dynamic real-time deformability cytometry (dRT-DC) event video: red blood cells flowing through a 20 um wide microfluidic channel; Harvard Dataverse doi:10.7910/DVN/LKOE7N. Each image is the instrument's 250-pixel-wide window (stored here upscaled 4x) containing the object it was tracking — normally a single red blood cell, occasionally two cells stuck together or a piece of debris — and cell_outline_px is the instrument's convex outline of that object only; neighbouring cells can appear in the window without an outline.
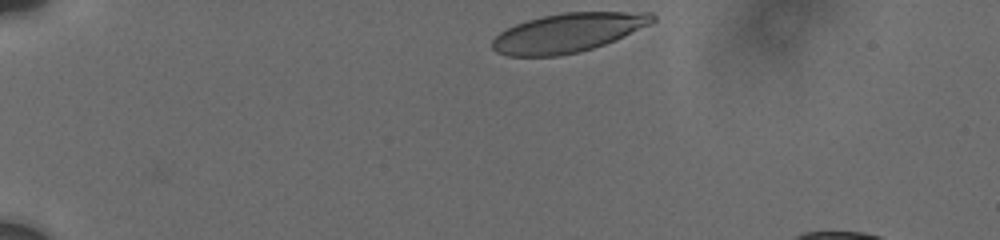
{"species": "human", "species_latin": "Homo sapiens", "temperature_condition": "cold", "stored_images_in_passage": 40, "camera_frame_rate_fps": 3000, "um_per_image_px": 0.085, "donor": {"sex": "male"}, "frame": {"image": 1, "passage_image": 1, "time_ms": 0.0, "image_size_px": [1000, 240], "cell_outline_px": [[656, 20], [616, 40], [580, 52], [560, 56], [508, 56], [496, 52], [492, 48], [492, 40], [500, 32], [516, 24], [528, 20], [544, 16], [564, 12], [652, 12], [656, 16]], "centroid_in_image_um": [48.27, 2.79], "position_along_channel_um": 36.7, "area_um2": 36.24}}
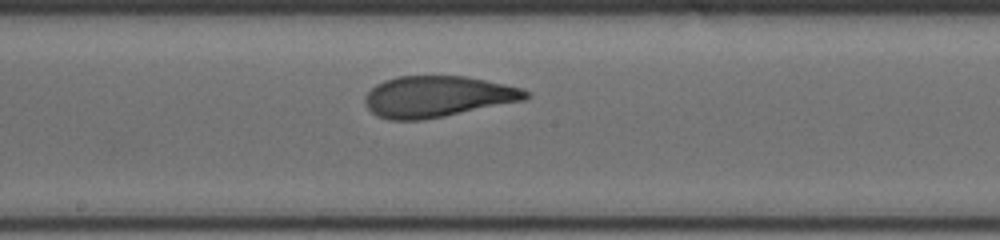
{"frame": {"image": 2, "passage_image": 23, "time_ms": 6.667, "image_size_px": [1000, 240], "cell_outline_px": [[532, 96], [524, 100], [444, 116], [420, 120], [388, 120], [376, 116], [364, 104], [364, 96], [376, 84], [384, 80], [400, 76], [468, 76], [504, 84], [520, 88], [528, 92]], "centroid_in_image_um": [37.15, 8.21], "position_along_channel_um": 211.0, "area_um2": 38.49}}
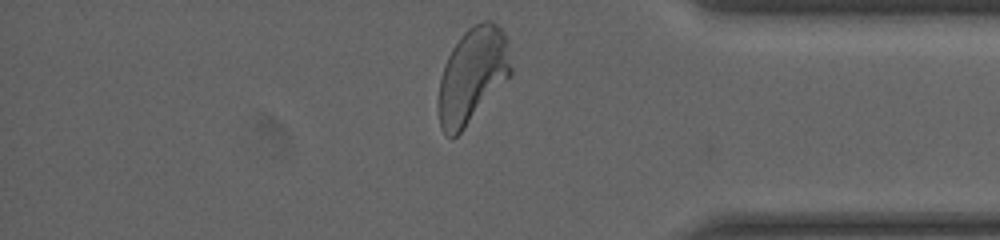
{"frame": {"image": 3, "passage_image": 40, "time_ms": 12.0, "image_size_px": [1000, 240], "cell_outline_px": [[512, 72], [464, 128], [452, 140], [440, 128], [440, 80], [444, 64], [452, 48], [460, 36], [468, 28], [484, 20], [488, 20], [496, 24], [504, 32], [508, 40], [512, 68]], "centroid_in_image_um": [40.17, 6.35], "position_along_channel_um": 395.0, "area_um2": 39.48}, "authors_computed_cell_mechanics": {"area_um2": 38.4659, "velocity_mm_per_s": 3.6961, "shape_relaxation_time_tau1_ms": 3.9216, "shape_relaxation_time_tau2_ms": 0.9151, "deformation_change_tau1": 0.1696, "deformation_change_tau2": 0.0738}}